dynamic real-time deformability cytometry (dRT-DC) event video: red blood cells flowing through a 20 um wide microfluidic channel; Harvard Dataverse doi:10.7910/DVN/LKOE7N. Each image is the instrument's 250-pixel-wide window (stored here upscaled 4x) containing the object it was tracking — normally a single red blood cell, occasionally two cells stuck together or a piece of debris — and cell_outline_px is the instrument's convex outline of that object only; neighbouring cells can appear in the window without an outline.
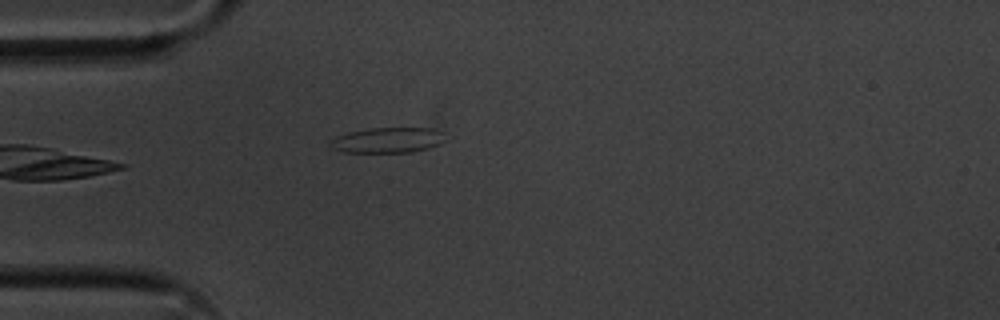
{"species": "common noctule bat (a hibernating species)", "species_latin": "Nyctalus noctula", "temperature_condition": "cold", "stored_images_in_passage": 6, "camera_frame_rate_fps": 3000, "um_per_image_px": 0.085, "animal": {"sex": "male", "body_mass_g": 20.1, "forearm_length_mm": 53.5}, "frame": {"image": 1, "passage_image": 5, "time_ms": 1.333, "image_size_px": [1000, 320], "cell_outline_px": [[444, 140], [440, 144], [428, 148], [412, 152], [344, 152], [332, 148], [328, 144], [336, 136], [348, 132], [368, 128], [432, 128], [440, 132]], "centroid_in_image_um": [32.91, 11.91], "position_along_channel_um": 52.1, "area_um2": 16.88}}